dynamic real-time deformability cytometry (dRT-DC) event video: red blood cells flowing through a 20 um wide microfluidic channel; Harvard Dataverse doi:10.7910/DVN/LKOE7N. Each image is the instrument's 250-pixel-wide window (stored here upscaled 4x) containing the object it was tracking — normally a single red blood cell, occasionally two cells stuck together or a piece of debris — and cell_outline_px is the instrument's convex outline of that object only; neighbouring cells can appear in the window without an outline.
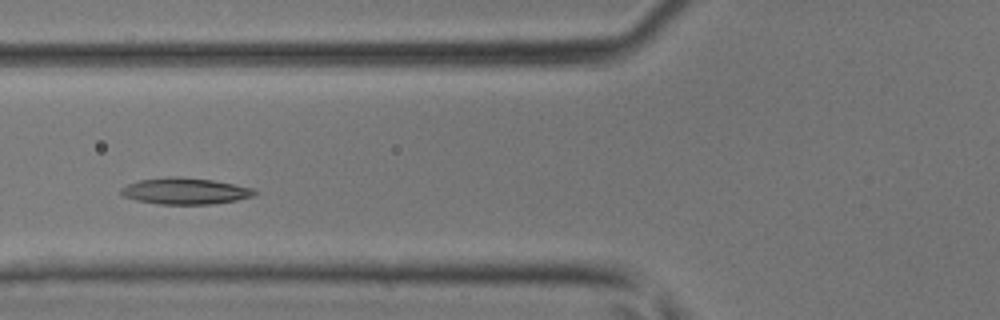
{"species": "common noctule bat (a hibernating species)", "species_latin": "Nyctalus noctula", "temperature_condition": "room temperature", "stored_images_in_passage": 29, "camera_frame_rate_fps": 3000, "um_per_image_px": 0.085, "animal": {"sex": "male", "body_mass_g": 17.9, "forearm_length_mm": 54.2}, "frame": {"image": 1, "passage_image": 9, "time_ms": 2.667, "image_size_px": [1000, 320], "cell_outline_px": [[260, 192], [252, 196], [236, 200], [212, 204], [160, 204], [136, 200], [124, 196], [120, 192], [120, 188], [128, 184], [140, 180], [172, 176], [176, 176], [212, 180], [252, 188]], "centroid_in_image_um": [15.73, 16.24], "position_along_channel_um": 110.1, "area_um2": 20.35}}
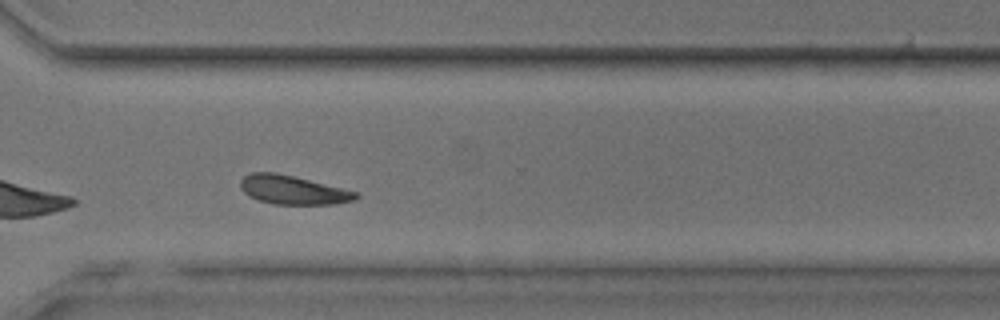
{"frame": {"image": 2, "passage_image": 25, "time_ms": 8.0, "image_size_px": [1000, 320], "cell_outline_px": [[360, 196], [352, 200], [336, 204], [272, 204], [260, 200], [244, 192], [240, 188], [240, 180], [244, 176], [252, 172], [276, 172], [356, 192]], "centroid_in_image_um": [24.85, 16.14], "position_along_channel_um": 345.8, "area_um2": 18.96}}